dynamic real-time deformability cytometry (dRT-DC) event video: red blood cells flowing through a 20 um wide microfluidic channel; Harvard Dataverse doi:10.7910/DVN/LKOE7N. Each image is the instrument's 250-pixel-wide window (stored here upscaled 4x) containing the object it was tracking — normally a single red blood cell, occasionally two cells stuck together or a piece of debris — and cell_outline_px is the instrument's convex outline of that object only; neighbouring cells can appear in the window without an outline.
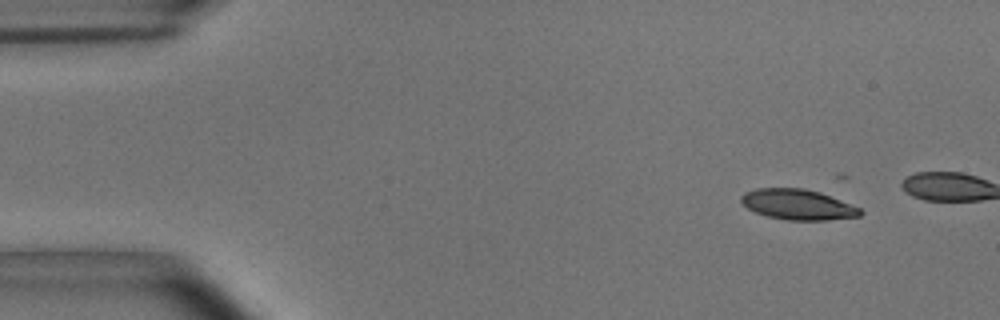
{"species": "common noctule bat (a hibernating species)", "species_latin": "Nyctalus noctula", "temperature_condition": "room temperature", "stored_images_in_passage": 10, "camera_frame_rate_fps": 3000, "um_per_image_px": 0.085, "animal": {"sex": "male", "body_mass_g": 15.6}, "frame": {"image": 1, "passage_image": 4, "time_ms": 1.0, "image_size_px": [1000, 320], "cell_outline_px": [[864, 212], [860, 216], [828, 220], [788, 220], [768, 216], [756, 212], [748, 208], [740, 200], [740, 196], [744, 192], [756, 188], [804, 188], [820, 192], [860, 208]], "centroid_in_image_um": [67.81, 17.38], "position_along_channel_um": 17.2, "area_um2": 21.04}}